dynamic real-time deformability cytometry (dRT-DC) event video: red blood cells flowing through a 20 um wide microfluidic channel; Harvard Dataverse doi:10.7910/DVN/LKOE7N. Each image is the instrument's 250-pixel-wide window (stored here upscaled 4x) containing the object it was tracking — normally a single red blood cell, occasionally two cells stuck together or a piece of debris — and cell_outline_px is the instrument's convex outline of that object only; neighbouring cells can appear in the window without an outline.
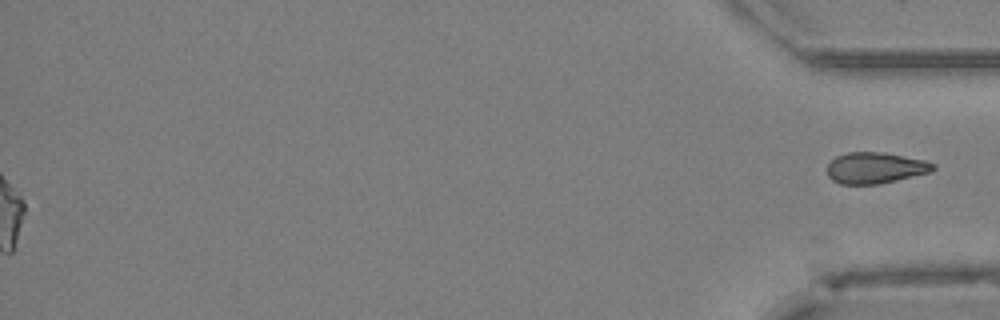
{"species": "Egyptian fruit bat (a non-hibernating species)", "species_latin": "Rousettus aegyptiacus", "temperature_condition": "cold", "stored_images_in_passage": 46, "segment_of_instrument_passage": [2, 2], "camera_frame_rate_fps": 3000, "um_per_image_px": 0.085, "animal": {"sex": "female"}, "frame": {"image": 1, "passage_image": 46, "time_ms": 15.0, "image_size_px": [1000, 320], "cell_outline_px": [[936, 168], [928, 172], [880, 184], [840, 184], [832, 180], [828, 176], [828, 164], [836, 156], [848, 152], [880, 152], [904, 156], [924, 160], [936, 164]], "centroid_in_image_um": [74.38, 14.27], "position_along_channel_um": 360.8, "area_um2": 19.07}}